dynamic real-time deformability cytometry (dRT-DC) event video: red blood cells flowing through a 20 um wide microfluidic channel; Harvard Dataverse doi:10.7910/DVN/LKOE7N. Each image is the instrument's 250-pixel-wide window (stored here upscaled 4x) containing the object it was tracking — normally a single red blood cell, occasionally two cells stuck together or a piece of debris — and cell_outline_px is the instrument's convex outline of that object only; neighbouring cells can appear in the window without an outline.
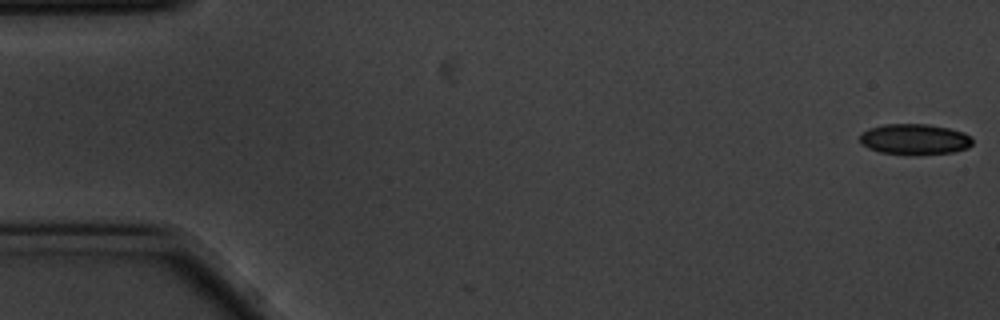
{"species": "common noctule bat (a hibernating species)", "species_latin": "Nyctalus noctula", "temperature_condition": "cold", "stored_images_in_passage": 54, "camera_frame_rate_fps": 3000, "um_per_image_px": 0.085, "animal": {"sex": "male", "body_mass_g": 20.1, "forearm_length_mm": 53.5}, "frame": {"image": 1, "passage_image": 1, "time_ms": 0.0, "image_size_px": [1000, 320], "cell_outline_px": [[972, 144], [968, 148], [952, 152], [912, 156], [880, 152], [868, 148], [860, 144], [860, 132], [868, 128], [884, 124], [928, 124], [948, 128], [964, 132], [972, 136]], "centroid_in_image_um": [77.72, 11.85], "position_along_channel_um": 7.3, "area_um2": 20.63}}
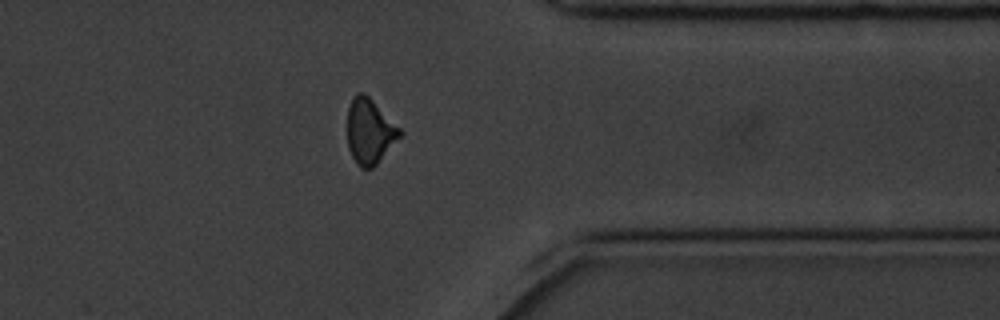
{"frame": {"image": 2, "passage_image": 45, "time_ms": 14.667, "image_size_px": [1000, 320], "cell_outline_px": [[404, 132], [376, 164], [372, 168], [360, 168], [356, 164], [348, 148], [348, 108], [352, 96], [356, 92], [364, 92]], "centroid_in_image_um": [31.4, 11.15], "position_along_channel_um": 380.0, "area_um2": 19.77}}
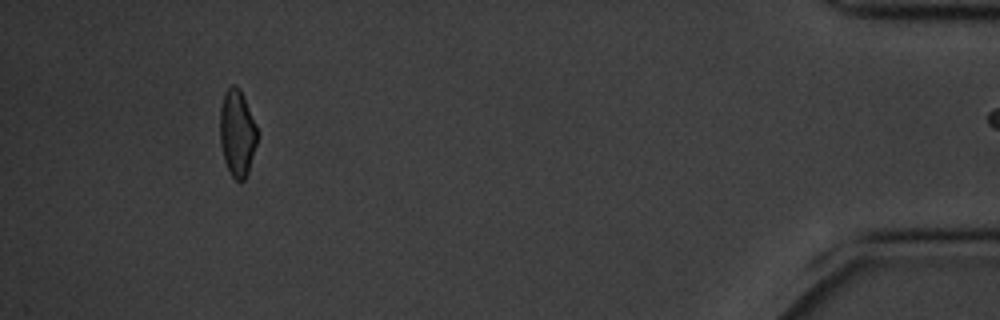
{"frame": {"image": 3, "passage_image": 53, "time_ms": 17.333, "image_size_px": [1000, 320], "cell_outline_px": [[256, 144], [248, 172], [244, 180], [236, 180], [232, 176], [224, 160], [220, 144], [220, 108], [224, 92], [232, 84], [236, 84], [240, 88], [244, 96], [256, 124]], "centroid_in_image_um": [20.14, 11.26], "position_along_channel_um": 415.1, "area_um2": 18.79}}